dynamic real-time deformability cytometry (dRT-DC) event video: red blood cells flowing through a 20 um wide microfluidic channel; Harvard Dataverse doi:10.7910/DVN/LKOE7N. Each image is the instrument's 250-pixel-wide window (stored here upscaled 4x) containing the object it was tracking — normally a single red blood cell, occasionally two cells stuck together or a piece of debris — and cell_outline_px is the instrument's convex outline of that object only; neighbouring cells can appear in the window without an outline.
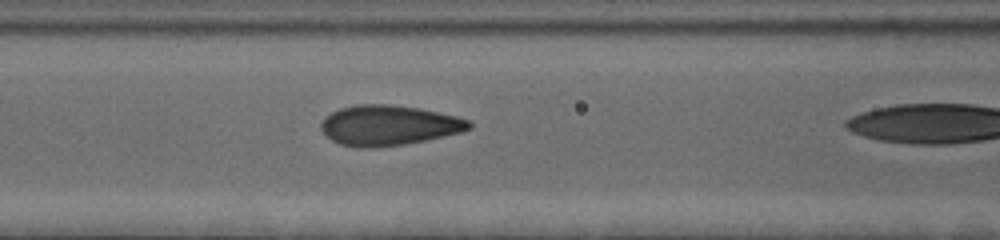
{"species": "human", "species_latin": "Homo sapiens", "temperature_condition": "cold", "stored_images_in_passage": 22, "camera_frame_rate_fps": 3000, "um_per_image_px": 0.085, "donor": {"sex": "female"}, "frame": {"image": 1, "passage_image": 21, "time_ms": 6.667, "image_size_px": [1000, 240], "cell_outline_px": [[472, 128], [460, 132], [444, 136], [404, 144], [372, 148], [360, 148], [340, 144], [332, 140], [320, 128], [320, 124], [324, 116], [340, 108], [356, 104], [388, 104], [420, 108], [456, 116], [468, 120], [472, 124]], "centroid_in_image_um": [33.01, 10.65], "position_along_channel_um": 133.6, "area_um2": 34.62}}